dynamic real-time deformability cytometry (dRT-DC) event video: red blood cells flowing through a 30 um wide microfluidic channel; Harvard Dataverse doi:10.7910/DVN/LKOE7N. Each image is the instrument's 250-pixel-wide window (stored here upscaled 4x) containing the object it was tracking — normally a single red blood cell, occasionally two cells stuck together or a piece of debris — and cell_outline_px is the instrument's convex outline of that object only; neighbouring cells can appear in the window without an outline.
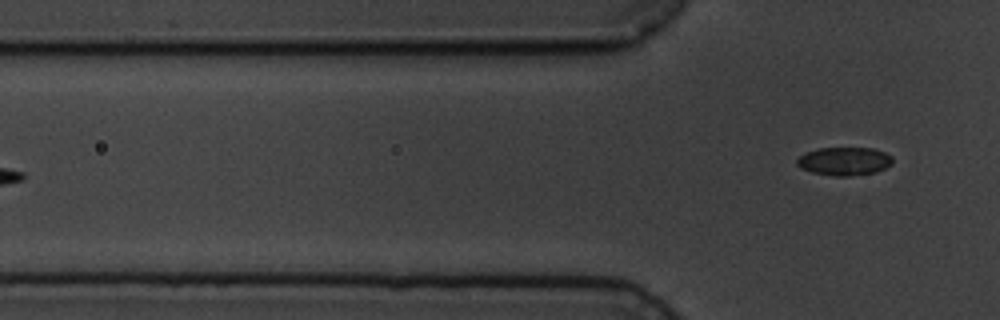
{"species": "common noctule bat (a hibernating species)", "species_latin": "Nyctalus noctula", "temperature_condition": "cold", "stored_images_in_passage": 2, "camera_frame_rate_fps": 3000, "um_per_image_px": 0.085, "animal": {"sex": "male", "body_mass_g": 19.5, "forearm_length_mm": 54.6}, "frame": {"image": 1, "passage_image": 2, "time_ms": 2.0, "image_size_px": [1000, 320], "cell_outline_px": [[892, 164], [876, 172], [848, 176], [836, 176], [812, 172], [800, 168], [796, 164], [796, 160], [804, 152], [820, 148], [872, 148], [884, 152], [892, 156]], "centroid_in_image_um": [71.75, 13.7], "position_along_channel_um": 54.1, "area_um2": 15.72}}